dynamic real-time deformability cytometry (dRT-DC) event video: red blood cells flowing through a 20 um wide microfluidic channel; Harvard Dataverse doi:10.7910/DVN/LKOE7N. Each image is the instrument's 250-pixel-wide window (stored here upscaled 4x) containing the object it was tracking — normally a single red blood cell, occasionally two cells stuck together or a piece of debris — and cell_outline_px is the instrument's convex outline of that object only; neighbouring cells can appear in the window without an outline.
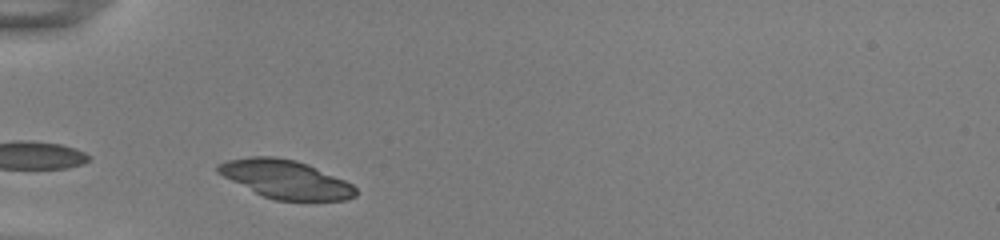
{"species": "common noctule bat (a hibernating species)", "species_latin": "Nyctalus noctula", "temperature_condition": "room temperature", "stored_images_in_passage": 33, "camera_frame_rate_fps": 3000, "um_per_image_px": 0.085, "animal": {"sex": "female", "body_mass_g": 22.0, "forearm_length_mm": 56.7}, "frame": {"image": 1, "passage_image": 1, "time_ms": 0.0, "image_size_px": [1000, 240], "cell_outline_px": [[356, 196], [348, 200], [276, 200], [264, 196], [216, 172], [216, 164], [228, 160], [248, 156], [276, 156], [296, 160], [308, 164], [344, 180], [352, 184], [356, 188]], "centroid_in_image_um": [24.29, 15.22], "position_along_channel_um": 60.7, "area_um2": 30.52}}